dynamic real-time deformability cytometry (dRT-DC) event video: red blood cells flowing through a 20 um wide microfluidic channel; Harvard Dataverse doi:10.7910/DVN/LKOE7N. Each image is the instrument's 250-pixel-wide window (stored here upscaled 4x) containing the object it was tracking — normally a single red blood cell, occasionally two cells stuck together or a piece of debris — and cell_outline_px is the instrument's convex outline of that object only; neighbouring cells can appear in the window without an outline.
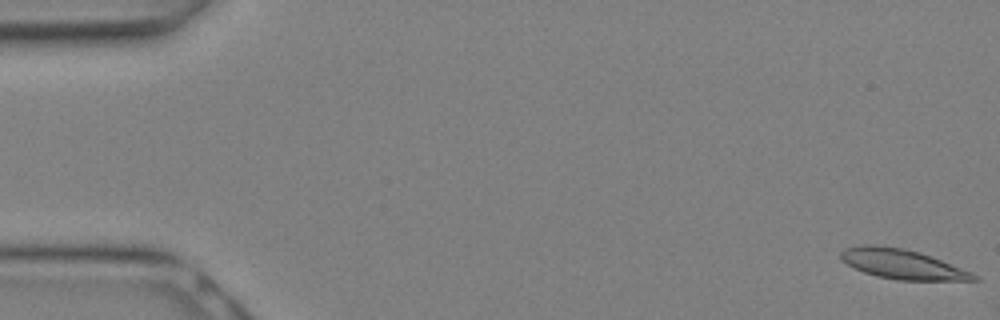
{"species": "Egyptian fruit bat (a non-hibernating species)", "species_latin": "Rousettus aegyptiacus", "temperature_condition": "warm", "stored_images_in_passage": 28, "camera_frame_rate_fps": 3000, "um_per_image_px": 0.085, "animal": {"sex": "female"}, "frame": {"image": 1, "passage_image": 1, "time_ms": 0.0, "image_size_px": [1000, 320], "cell_outline_px": [[980, 280], [896, 280], [876, 276], [864, 272], [840, 260], [840, 252], [844, 248], [864, 244], [868, 244], [900, 248], [920, 252], [972, 272], [980, 276]], "centroid_in_image_um": [76.69, 22.45], "position_along_channel_um": 8.3, "area_um2": 22.89}}
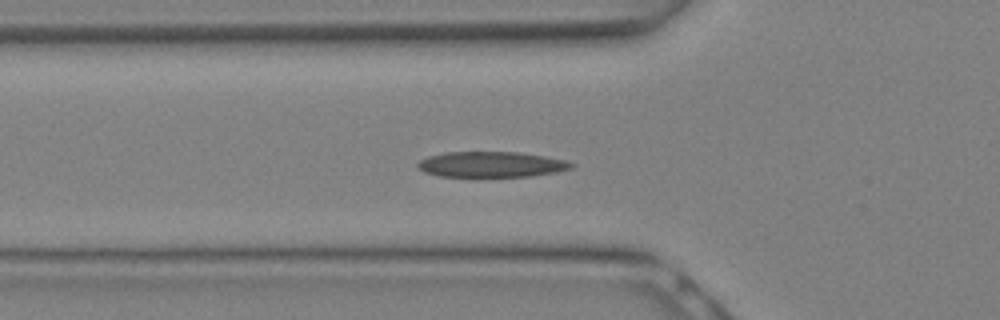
{"frame": {"image": 2, "passage_image": 10, "time_ms": 3.0, "image_size_px": [1000, 320], "cell_outline_px": [[576, 164], [572, 168], [556, 172], [528, 176], [440, 176], [424, 172], [416, 164], [420, 160], [428, 156], [444, 152], [520, 152], [544, 156], [564, 160]], "centroid_in_image_um": [41.76, 13.96], "position_along_channel_um": 84.0, "area_um2": 22.72}}
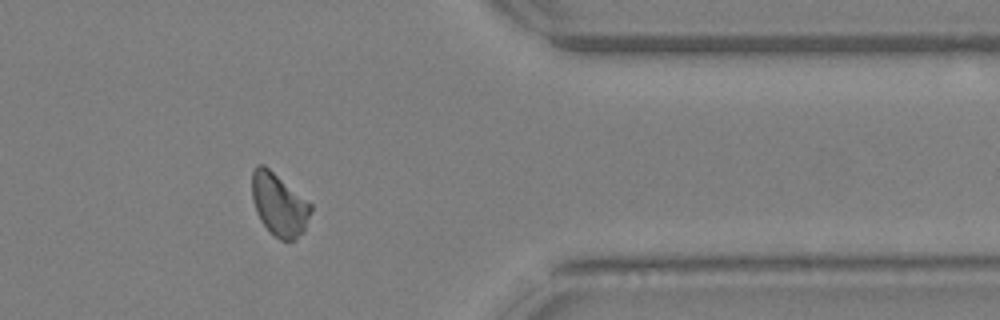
{"frame": {"image": 3, "passage_image": 23, "time_ms": 7.333, "image_size_px": [1000, 320], "cell_outline_px": [[312, 212], [304, 232], [292, 240], [280, 240], [260, 220], [256, 212], [252, 200], [252, 172], [256, 164], [264, 164], [312, 204]], "centroid_in_image_um": [23.73, 17.37], "position_along_channel_um": 387.7, "area_um2": 21.39}}